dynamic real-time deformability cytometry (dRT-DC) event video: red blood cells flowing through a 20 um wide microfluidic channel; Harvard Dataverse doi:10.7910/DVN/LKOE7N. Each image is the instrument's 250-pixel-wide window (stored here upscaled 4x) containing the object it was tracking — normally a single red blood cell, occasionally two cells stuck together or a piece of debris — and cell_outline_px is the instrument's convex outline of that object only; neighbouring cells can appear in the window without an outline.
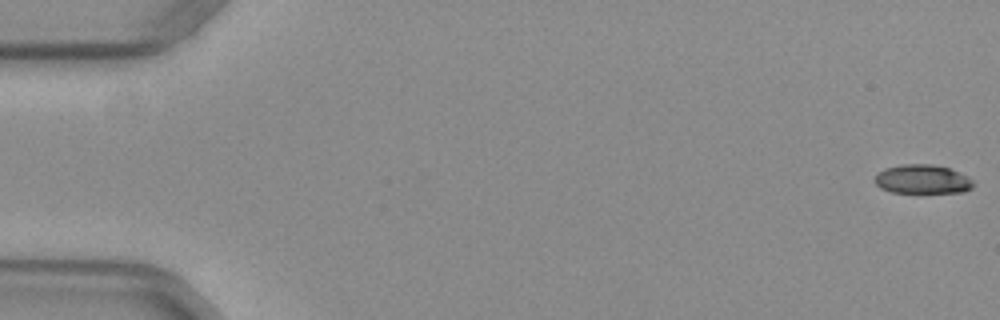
{"species": "common noctule bat (a hibernating species)", "species_latin": "Nyctalus noctula", "temperature_condition": "warm", "stored_images_in_passage": 53, "camera_frame_rate_fps": 3000, "um_per_image_px": 0.085, "animal": {"sex": "female", "body_mass_g": 29.2, "forearm_length_mm": 56.3}, "frame": {"image": 1, "passage_image": 1, "time_ms": 0.0, "image_size_px": [1000, 320], "cell_outline_px": [[972, 188], [964, 192], [892, 192], [880, 188], [876, 184], [876, 176], [884, 168], [900, 164], [932, 164], [948, 168], [960, 172], [968, 176], [972, 180]], "centroid_in_image_um": [78.42, 15.22], "position_along_channel_um": 6.6, "area_um2": 16.53}}
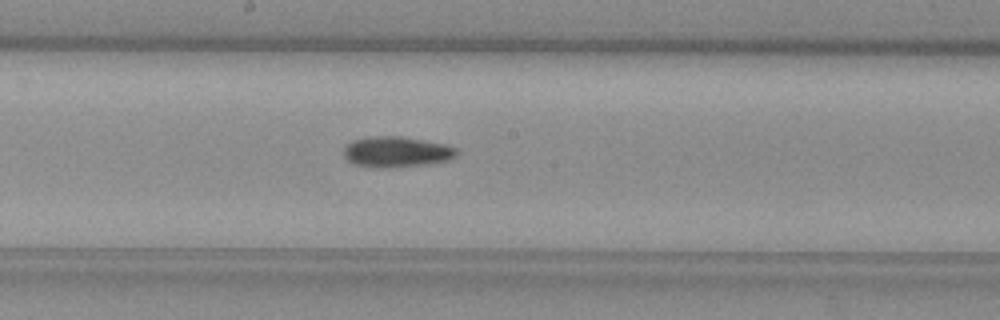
{"frame": {"image": 2, "passage_image": 29, "time_ms": 9.333, "image_size_px": [1000, 320], "cell_outline_px": [[456, 156], [448, 160], [432, 164], [396, 168], [372, 168], [352, 164], [344, 160], [344, 148], [352, 140], [372, 136], [400, 136], [444, 144], [456, 148]], "centroid_in_image_um": [33.65, 12.94], "position_along_channel_um": 214.5, "area_um2": 20.58}}
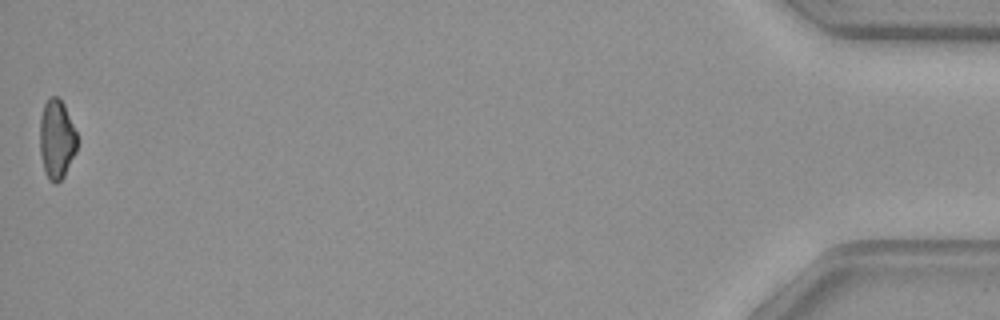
{"frame": {"image": 3, "passage_image": 53, "time_ms": 17.333, "image_size_px": [1000, 320], "cell_outline_px": [[76, 152], [64, 176], [56, 184], [48, 180], [44, 172], [40, 156], [40, 116], [44, 104], [52, 96], [56, 96], [64, 104], [76, 132]], "centroid_in_image_um": [4.79, 11.87], "position_along_channel_um": 430.4, "area_um2": 17.22}, "authors_computed_cell_mechanics": {"area_um2": 18.7272, "velocity_mm_per_s": 3.9761, "shape_relaxation_time_tau1_ms": 10.1845, "shape_relaxation_time_tau2_ms": 9.2529, "deformation_change_tau1": 0.213, "deformation_change_tau2": 0.1469}}